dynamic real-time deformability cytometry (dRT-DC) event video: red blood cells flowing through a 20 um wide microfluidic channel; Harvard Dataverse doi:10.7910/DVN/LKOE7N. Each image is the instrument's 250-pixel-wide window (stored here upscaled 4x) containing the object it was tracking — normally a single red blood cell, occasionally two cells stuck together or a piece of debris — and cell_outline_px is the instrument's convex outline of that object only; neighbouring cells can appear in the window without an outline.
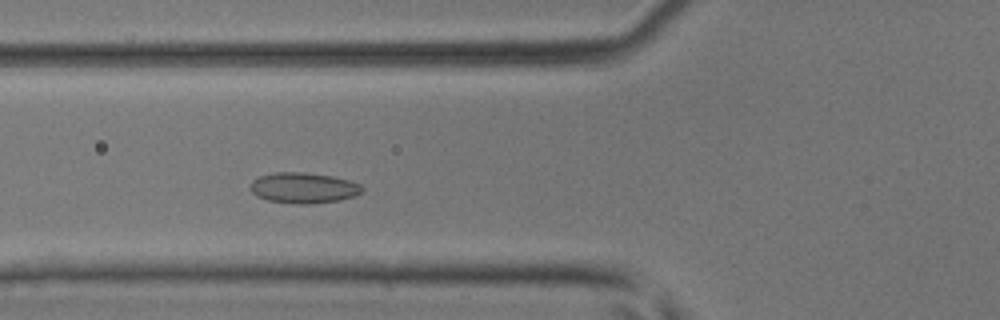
{"species": "common noctule bat (a hibernating species)", "species_latin": "Nyctalus noctula", "temperature_condition": "room temperature", "stored_images_in_passage": 26, "camera_frame_rate_fps": 3000, "um_per_image_px": 0.085, "animal": {"sex": "male", "body_mass_g": 17.9, "forearm_length_mm": 54.2}, "frame": {"image": 1, "passage_image": 4, "time_ms": 1.0, "image_size_px": [1000, 320], "cell_outline_px": [[364, 188], [356, 196], [340, 200], [308, 204], [292, 204], [268, 200], [256, 196], [252, 192], [252, 180], [260, 176], [276, 172], [304, 172], [332, 176], [348, 180], [360, 184]], "centroid_in_image_um": [25.81, 15.97], "position_along_channel_um": 100.0, "area_um2": 19.94}}
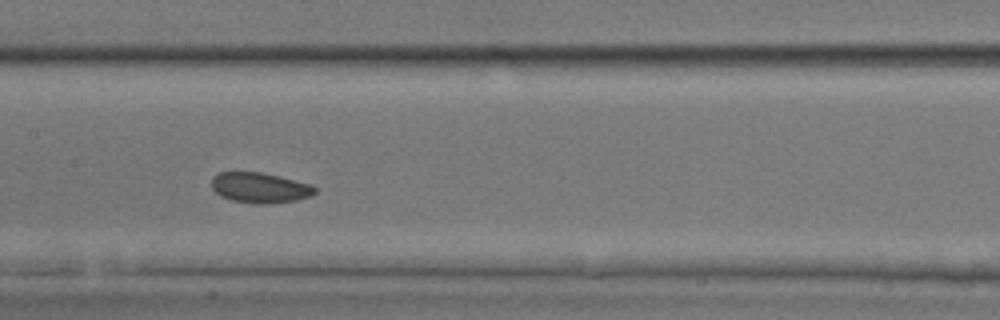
{"frame": {"image": 2, "passage_image": 10, "time_ms": 3.0, "image_size_px": [1000, 320], "cell_outline_px": [[316, 192], [312, 196], [296, 200], [268, 204], [256, 204], [232, 200], [220, 196], [212, 188], [212, 176], [220, 172], [260, 172], [280, 176], [312, 184], [316, 188]], "centroid_in_image_um": [22.11, 15.95], "position_along_channel_um": 185.3, "area_um2": 18.44}}
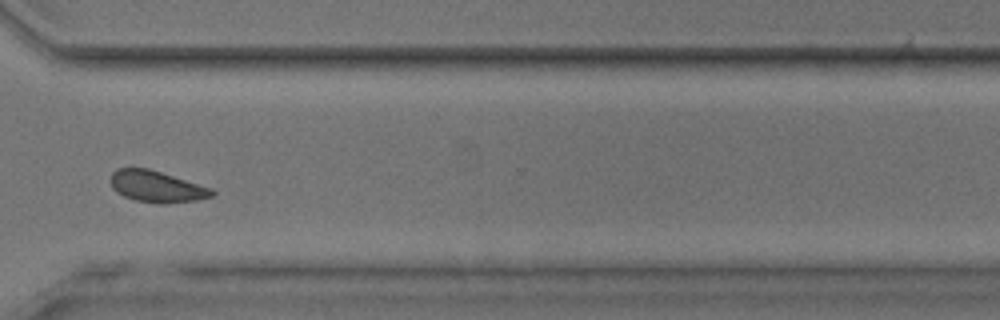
{"frame": {"image": 3, "passage_image": 22, "time_ms": 7.0, "image_size_px": [1000, 320], "cell_outline_px": [[216, 192], [212, 196], [200, 200], [164, 204], [160, 204], [136, 200], [124, 196], [116, 192], [112, 188], [108, 180], [112, 172], [116, 168], [148, 168], [212, 188]], "centroid_in_image_um": [13.29, 15.86], "position_along_channel_um": 357.3, "area_um2": 18.79}}